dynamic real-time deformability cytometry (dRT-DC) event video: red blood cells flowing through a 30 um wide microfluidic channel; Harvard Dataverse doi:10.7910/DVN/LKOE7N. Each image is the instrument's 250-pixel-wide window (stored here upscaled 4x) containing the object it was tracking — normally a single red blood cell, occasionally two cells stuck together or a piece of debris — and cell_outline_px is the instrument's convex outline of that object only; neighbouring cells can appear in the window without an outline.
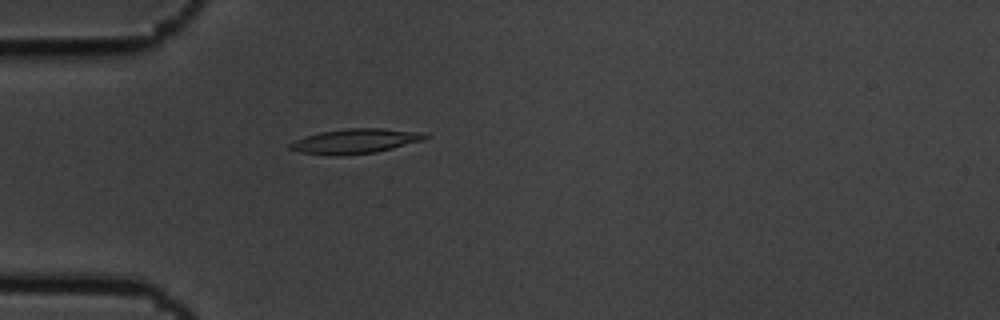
{"species": "common noctule bat (a hibernating species)", "species_latin": "Nyctalus noctula", "temperature_condition": "cold", "stored_images_in_passage": 5, "camera_frame_rate_fps": 3000, "um_per_image_px": 0.085, "animal": {"sex": "male", "body_mass_g": 19.5, "forearm_length_mm": 54.6}, "frame": {"image": 1, "passage_image": 5, "time_ms": 1.333, "image_size_px": [1000, 320], "cell_outline_px": [[432, 136], [424, 140], [376, 152], [344, 156], [324, 156], [300, 152], [288, 148], [288, 144], [296, 140], [320, 132], [348, 128], [380, 128], [424, 132]], "centroid_in_image_um": [30.22, 12.01], "position_along_channel_um": 54.8, "area_um2": 19.71}}